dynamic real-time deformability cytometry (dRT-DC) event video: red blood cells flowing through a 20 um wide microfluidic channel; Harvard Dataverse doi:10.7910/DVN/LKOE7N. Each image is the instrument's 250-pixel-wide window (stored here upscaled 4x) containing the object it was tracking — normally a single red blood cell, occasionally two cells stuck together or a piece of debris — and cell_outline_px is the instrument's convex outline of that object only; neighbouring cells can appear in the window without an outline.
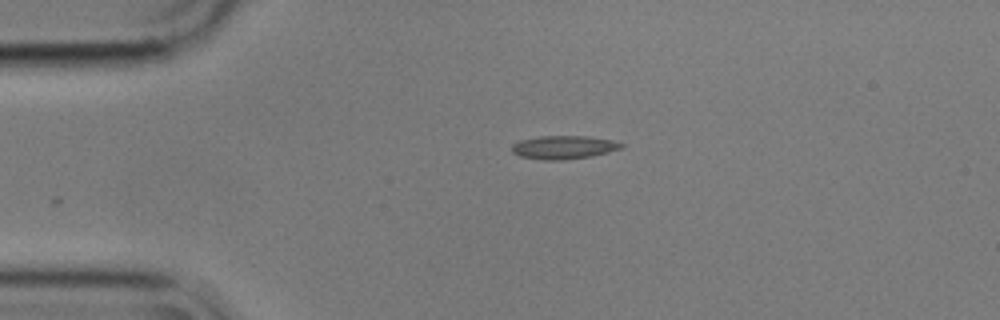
{"species": "common noctule bat (a hibernating species)", "species_latin": "Nyctalus noctula", "temperature_condition": "cold", "stored_images_in_passage": 45, "camera_frame_rate_fps": 3000, "um_per_image_px": 0.085, "animal": {"sex": "male", "body_mass_g": 17.9}, "frame": {"image": 1, "passage_image": 1, "time_ms": 0.0, "image_size_px": [1000, 320], "cell_outline_px": [[624, 148], [592, 156], [564, 160], [544, 160], [520, 156], [512, 152], [512, 144], [520, 140], [540, 136], [588, 136], [612, 140], [624, 144]], "centroid_in_image_um": [47.93, 12.52], "position_along_channel_um": 37.1, "area_um2": 14.97}}
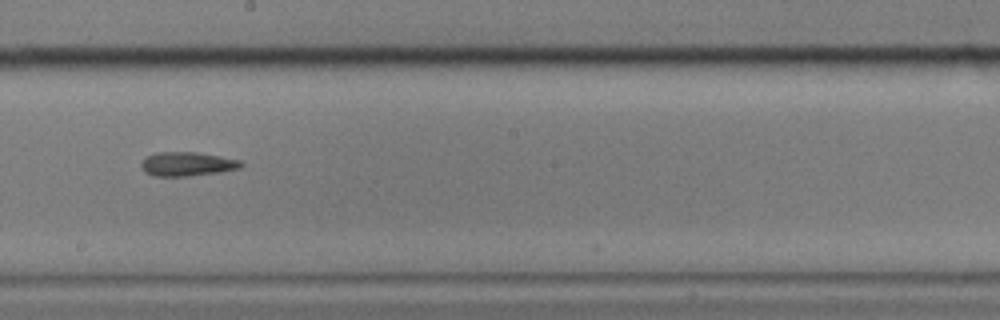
{"frame": {"image": 2, "passage_image": 20, "time_ms": 6.333, "image_size_px": [1000, 320], "cell_outline_px": [[244, 164], [240, 168], [220, 172], [188, 176], [152, 176], [144, 172], [140, 164], [148, 156], [156, 152], [196, 152], [220, 156], [240, 160]], "centroid_in_image_um": [15.91, 13.94], "position_along_channel_um": 232.3, "area_um2": 13.99}}
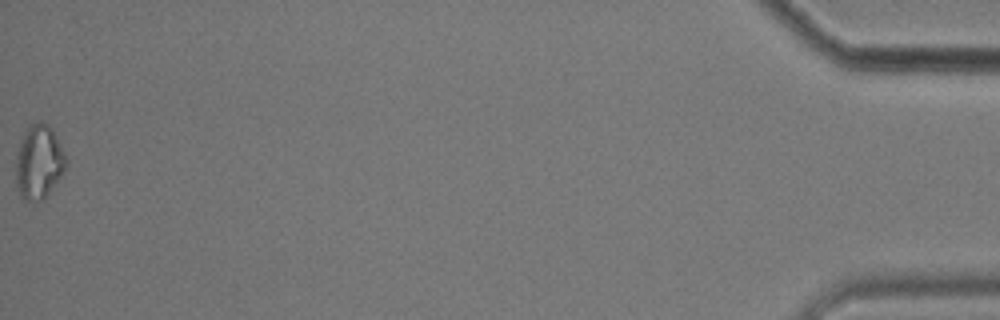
{"frame": {"image": 3, "passage_image": 45, "time_ms": 14.667, "image_size_px": [1000, 320], "cell_outline_px": [[68, 164], [60, 176], [48, 192], [40, 200], [32, 204], [20, 200], [16, 184], [16, 152], [20, 140], [24, 132], [32, 124], [40, 120], [48, 124], [52, 128], [68, 160]], "centroid_in_image_um": [3.27, 13.79], "position_along_channel_um": 431.9, "area_um2": 21.91}}